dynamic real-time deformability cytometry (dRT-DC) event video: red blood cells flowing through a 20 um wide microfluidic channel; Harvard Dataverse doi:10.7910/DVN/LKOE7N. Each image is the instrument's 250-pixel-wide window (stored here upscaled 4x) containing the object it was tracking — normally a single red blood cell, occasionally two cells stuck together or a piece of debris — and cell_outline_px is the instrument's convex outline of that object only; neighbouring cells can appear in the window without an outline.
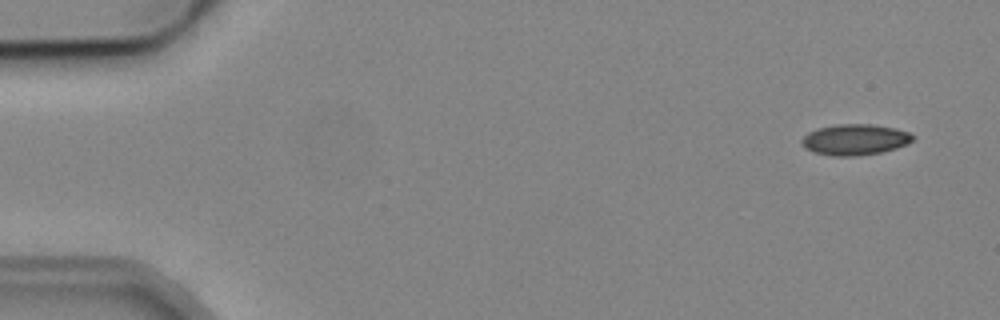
{"species": "common noctule bat (a hibernating species)", "species_latin": "Nyctalus noctula", "temperature_condition": "cold", "stored_images_in_passage": 6, "camera_frame_rate_fps": 3000, "um_per_image_px": 0.085, "animal": {"sex": "male", "body_mass_g": 19.2, "forearm_length_mm": 51.8}, "frame": {"image": 1, "passage_image": 1, "time_ms": 0.0, "image_size_px": [1000, 320], "cell_outline_px": [[916, 136], [912, 140], [896, 148], [880, 152], [856, 156], [832, 156], [816, 152], [804, 148], [800, 140], [808, 132], [816, 128], [836, 124], [872, 124], [896, 128], [908, 132]], "centroid_in_image_um": [72.64, 11.85], "position_along_channel_um": 12.4, "area_um2": 20.0}}
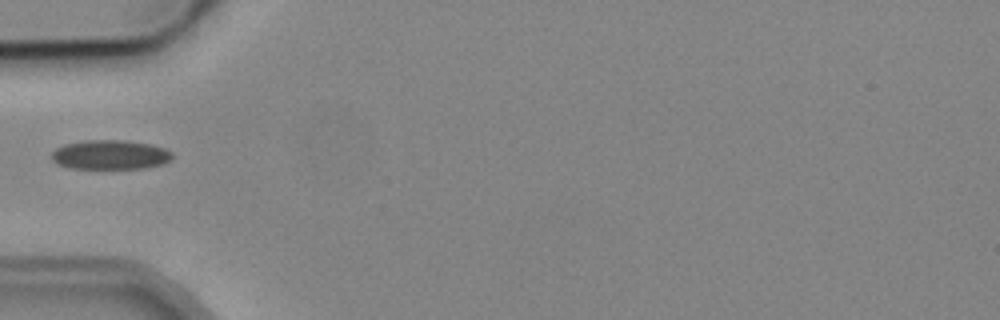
{"frame": {"image": 2, "passage_image": 5, "time_ms": 5.0, "image_size_px": [1000, 320], "cell_outline_px": [[172, 160], [164, 164], [144, 168], [68, 168], [56, 164], [52, 160], [52, 152], [56, 148], [64, 144], [84, 140], [120, 140], [148, 144], [164, 148], [172, 152]], "centroid_in_image_um": [9.35, 13.16], "position_along_channel_um": 75.6, "area_um2": 20.69}}